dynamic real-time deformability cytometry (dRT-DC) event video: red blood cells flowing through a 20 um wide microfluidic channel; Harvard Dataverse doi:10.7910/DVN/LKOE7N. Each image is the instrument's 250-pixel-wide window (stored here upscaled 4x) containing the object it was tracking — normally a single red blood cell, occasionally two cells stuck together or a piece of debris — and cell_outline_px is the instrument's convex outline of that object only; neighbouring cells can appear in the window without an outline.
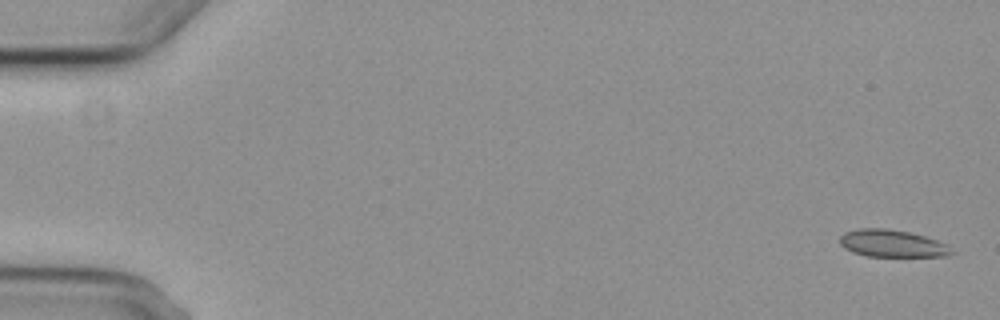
{"species": "common noctule bat (a hibernating species)", "species_latin": "Nyctalus noctula", "temperature_condition": "cold", "stored_images_in_passage": 5, "camera_frame_rate_fps": 3000, "um_per_image_px": 0.085, "animal": {"sex": "female", "body_mass_g": 29.2, "forearm_length_mm": 56.3}, "frame": {"image": 1, "passage_image": 1, "time_ms": 0.0, "image_size_px": [1000, 320], "cell_outline_px": [[956, 252], [948, 256], [868, 256], [852, 252], [844, 248], [840, 244], [840, 236], [844, 232], [860, 228], [888, 228], [908, 232], [924, 236], [948, 244]], "centroid_in_image_um": [75.85, 20.69], "position_along_channel_um": 9.2, "area_um2": 17.86}}
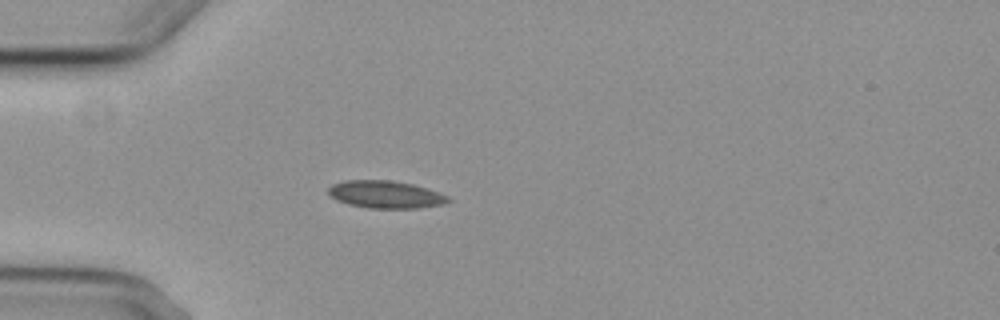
{"frame": {"image": 2, "passage_image": 5, "time_ms": 5.0, "image_size_px": [1000, 320], "cell_outline_px": [[452, 200], [444, 204], [420, 208], [368, 208], [348, 204], [336, 200], [328, 196], [328, 188], [332, 184], [344, 180], [392, 180], [412, 184], [428, 188], [440, 192], [448, 196]], "centroid_in_image_um": [32.77, 16.53], "position_along_channel_um": 52.2, "area_um2": 19.48}}